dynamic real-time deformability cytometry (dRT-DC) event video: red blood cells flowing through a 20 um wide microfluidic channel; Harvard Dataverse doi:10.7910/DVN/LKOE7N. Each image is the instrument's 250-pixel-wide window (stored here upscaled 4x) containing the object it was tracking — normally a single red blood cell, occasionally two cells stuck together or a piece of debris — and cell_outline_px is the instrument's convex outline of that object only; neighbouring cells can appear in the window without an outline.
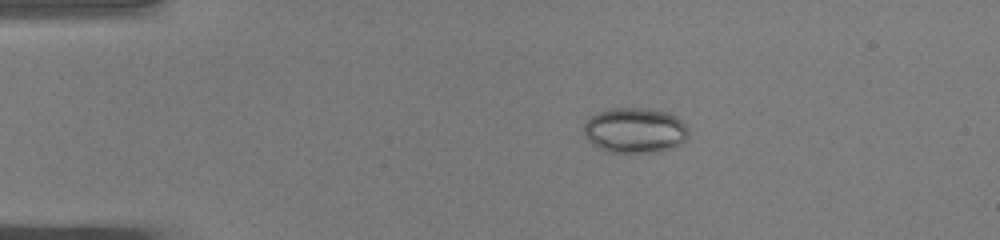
{"species": "common noctule bat (a hibernating species)", "species_latin": "Nyctalus noctula", "temperature_condition": "warm", "stored_images_in_passage": 41, "camera_frame_rate_fps": 3000, "um_per_image_px": 0.085, "animal": {"sex": "male", "body_mass_g": 19.0, "forearm_length_mm": 50.8}, "frame": {"image": 1, "passage_image": 1, "time_ms": 0.0, "image_size_px": [1000, 240], "cell_outline_px": [[688, 136], [684, 140], [660, 152], [604, 152], [592, 144], [584, 136], [584, 124], [592, 116], [600, 112], [612, 108], [648, 108], [668, 112], [676, 116], [688, 128]], "centroid_in_image_um": [53.94, 11.08], "position_along_channel_um": 31.1, "area_um2": 27.51}}
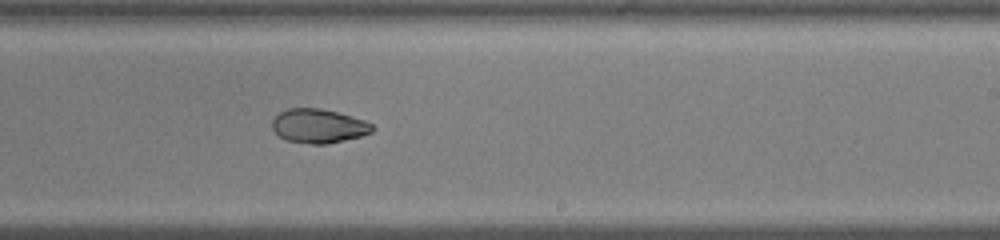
{"frame": {"image": 2, "passage_image": 22, "time_ms": 7.0, "image_size_px": [1000, 240], "cell_outline_px": [[376, 128], [372, 132], [360, 136], [328, 144], [312, 144], [284, 140], [272, 128], [272, 120], [280, 112], [288, 108], [320, 108], [340, 112], [364, 120], [372, 124]], "centroid_in_image_um": [27.09, 10.7], "position_along_channel_um": 261.9, "area_um2": 20.0}}
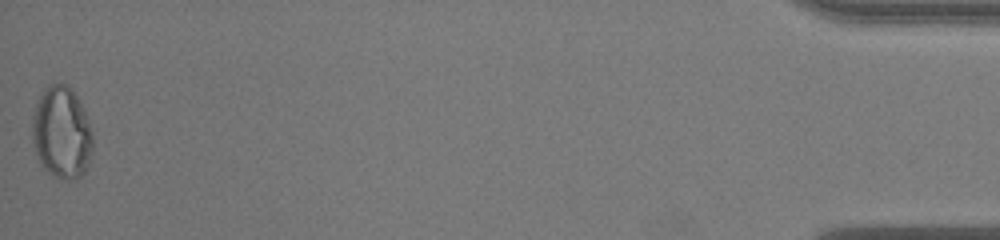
{"frame": {"image": 3, "passage_image": 41, "time_ms": 13.333, "image_size_px": [1000, 240], "cell_outline_px": [[92, 152], [88, 164], [84, 172], [80, 176], [68, 180], [60, 180], [52, 176], [40, 164], [32, 144], [32, 116], [36, 100], [44, 88], [48, 84], [68, 84], [72, 88], [84, 108], [92, 132]], "centroid_in_image_um": [5.22, 11.26], "position_along_channel_um": 430.0, "area_um2": 33.12}, "authors_computed_cell_mechanics": {"area_um2": 22.831, "velocity_mm_per_s": 4.088, "shape_relaxation_time_tau1_ms": null, "shape_relaxation_time_tau2_ms": 1.8389, "deformation_change_tau1": null, "deformation_change_tau2": 0.0471}}